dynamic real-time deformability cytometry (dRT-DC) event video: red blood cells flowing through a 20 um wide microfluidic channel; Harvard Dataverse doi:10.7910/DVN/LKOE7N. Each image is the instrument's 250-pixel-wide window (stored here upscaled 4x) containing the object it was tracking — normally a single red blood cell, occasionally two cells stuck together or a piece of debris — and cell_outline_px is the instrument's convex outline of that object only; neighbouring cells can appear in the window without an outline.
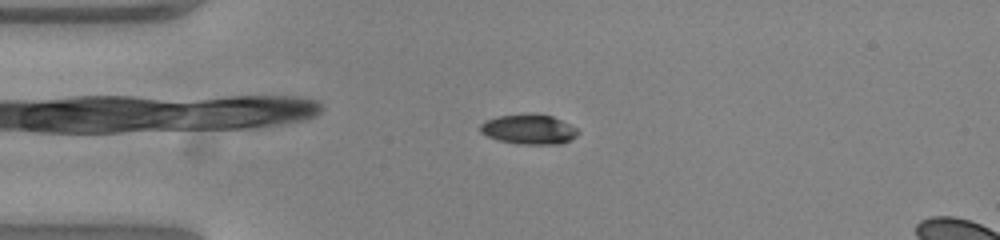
{"species": "common noctule bat (a hibernating species)", "species_latin": "Nyctalus noctula", "temperature_condition": "warm", "stored_images_in_passage": 53, "camera_frame_rate_fps": 3000, "um_per_image_px": 0.085, "animal": {"sex": "female", "body_mass_g": 23.0, "forearm_length_mm": 53.4}, "frame": {"image": 1, "passage_image": 12, "time_ms": 3.667, "image_size_px": [1000, 240], "cell_outline_px": [[580, 132], [576, 136], [560, 144], [520, 144], [496, 140], [480, 132], [480, 124], [484, 120], [500, 116], [532, 112], [552, 116], [576, 128]], "centroid_in_image_um": [44.92, 10.98], "position_along_channel_um": 40.1, "area_um2": 17.11}}
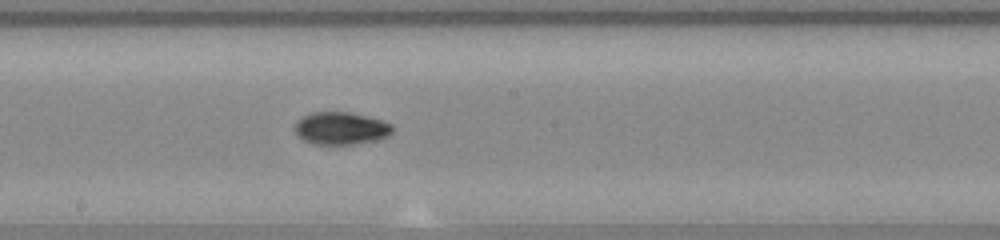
{"frame": {"image": 2, "passage_image": 28, "time_ms": 9.0, "image_size_px": [1000, 240], "cell_outline_px": [[392, 132], [388, 136], [376, 140], [352, 144], [316, 144], [304, 140], [296, 132], [296, 120], [312, 112], [348, 112], [380, 120], [392, 124]], "centroid_in_image_um": [28.98, 10.9], "position_along_channel_um": 219.2, "area_um2": 18.15}}
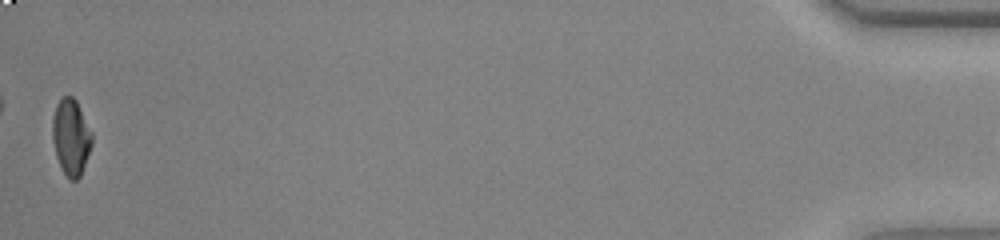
{"frame": {"image": 3, "passage_image": 52, "time_ms": 17.0, "image_size_px": [1000, 240], "cell_outline_px": [[92, 144], [80, 176], [76, 180], [72, 180], [64, 172], [56, 156], [52, 140], [52, 116], [56, 104], [64, 96], [72, 96], [76, 100], [92, 132]], "centroid_in_image_um": [6.02, 11.62], "position_along_channel_um": 429.2, "area_um2": 17.4}}